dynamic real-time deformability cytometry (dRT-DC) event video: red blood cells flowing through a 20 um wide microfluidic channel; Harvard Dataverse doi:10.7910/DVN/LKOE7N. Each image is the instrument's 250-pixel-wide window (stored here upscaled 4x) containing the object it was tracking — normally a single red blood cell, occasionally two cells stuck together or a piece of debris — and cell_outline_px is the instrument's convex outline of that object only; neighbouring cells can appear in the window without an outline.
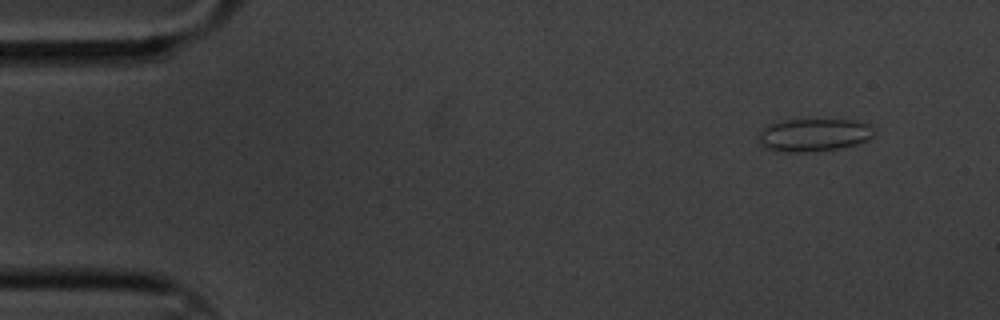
{"species": "common noctule bat (a hibernating species)", "species_latin": "Nyctalus noctula", "temperature_condition": "cold", "stored_images_in_passage": 6, "camera_frame_rate_fps": 3000, "um_per_image_px": 0.085, "animal": {"sex": "male", "body_mass_g": 20.1, "forearm_length_mm": 53.5}, "frame": {"image": 1, "passage_image": 2, "time_ms": 0.333, "image_size_px": [1000, 320], "cell_outline_px": [[876, 136], [868, 140], [844, 148], [812, 152], [776, 152], [764, 148], [756, 140], [764, 124], [784, 120], [852, 120], [868, 124], [876, 132]], "centroid_in_image_um": [69.13, 11.49], "position_along_channel_um": 15.9, "area_um2": 22.77}}
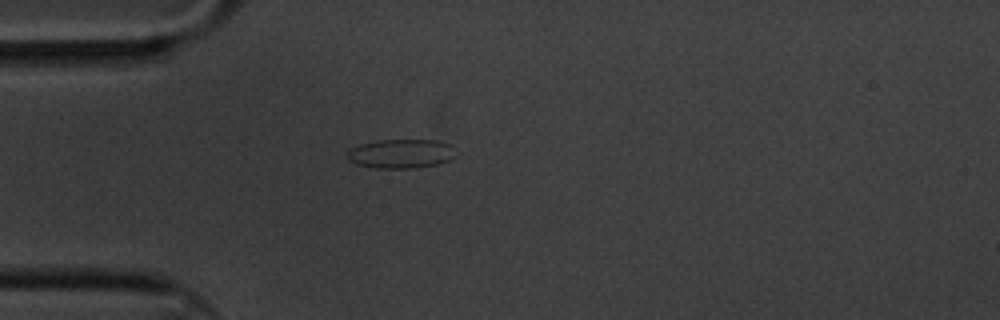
{"frame": {"image": 2, "passage_image": 5, "time_ms": 1.333, "image_size_px": [1000, 320], "cell_outline_px": [[456, 156], [448, 160], [436, 164], [416, 168], [376, 168], [356, 164], [348, 160], [348, 148], [360, 144], [376, 140], [436, 140], [452, 144]], "centroid_in_image_um": [34.07, 13.05], "position_along_channel_um": 50.9, "area_um2": 18.55}}